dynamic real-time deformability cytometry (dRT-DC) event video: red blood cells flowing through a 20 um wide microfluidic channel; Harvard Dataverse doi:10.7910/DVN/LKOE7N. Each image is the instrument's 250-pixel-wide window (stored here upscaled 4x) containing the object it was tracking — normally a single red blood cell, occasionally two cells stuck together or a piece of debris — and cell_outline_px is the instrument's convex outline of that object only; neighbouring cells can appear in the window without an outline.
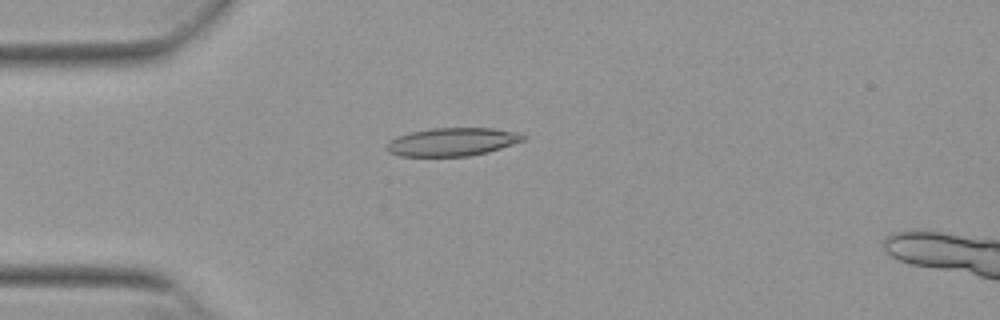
{"species": "Egyptian fruit bat (a non-hibernating species)", "species_latin": "Rousettus aegyptiacus", "temperature_condition": "warm", "stored_images_in_passage": 53, "camera_frame_rate_fps": 3000, "um_per_image_px": 0.085, "animal": {"sex": "female"}, "frame": {"image": 1, "passage_image": 14, "time_ms": 4.333, "image_size_px": [1000, 320], "cell_outline_px": [[528, 136], [524, 140], [488, 152], [468, 156], [400, 156], [388, 152], [384, 148], [392, 140], [400, 136], [412, 132], [432, 128], [492, 128], [516, 132]], "centroid_in_image_um": [38.46, 12.06], "position_along_channel_um": 46.5, "area_um2": 22.2}}
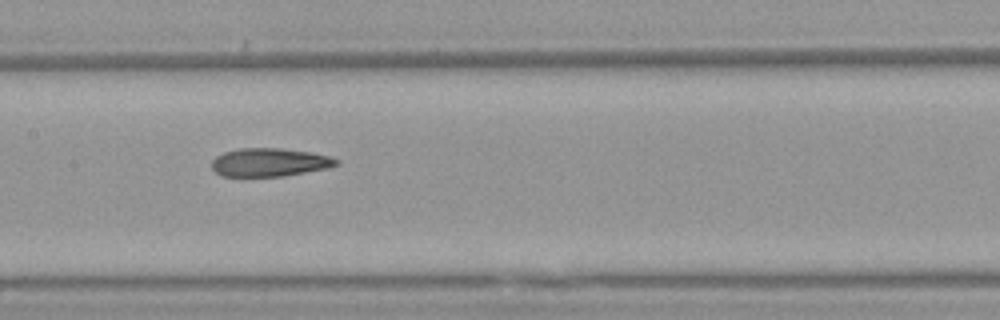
{"frame": {"image": 2, "passage_image": 26, "time_ms": 8.333, "image_size_px": [1000, 320], "cell_outline_px": [[340, 164], [328, 168], [284, 176], [220, 176], [212, 168], [212, 160], [216, 156], [224, 152], [240, 148], [280, 148], [312, 152], [328, 156], [340, 160]], "centroid_in_image_um": [22.93, 13.79], "position_along_channel_um": 184.5, "area_um2": 20.63}}
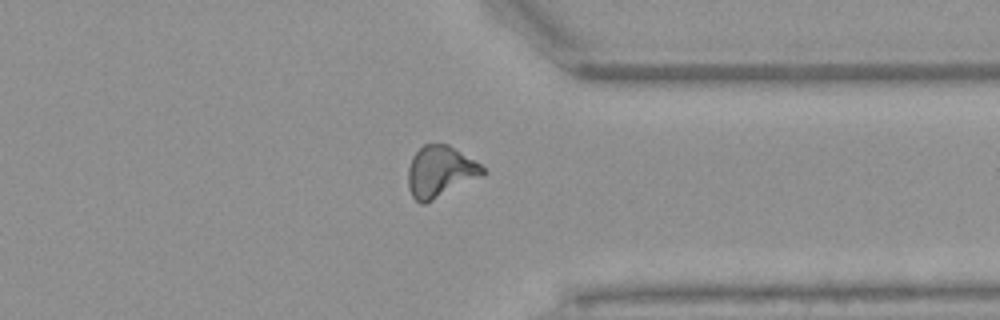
{"frame": {"image": 3, "passage_image": 41, "time_ms": 13.333, "image_size_px": [1000, 320], "cell_outline_px": [[488, 172], [484, 176], [424, 204], [420, 204], [412, 196], [408, 188], [408, 168], [412, 156], [424, 144], [448, 144], [480, 164]], "centroid_in_image_um": [37.43, 14.6], "position_along_channel_um": 374.0, "area_um2": 22.43}, "authors_computed_cell_mechanics": {"area_um2": 21.675, "velocity_mm_per_s": 3.8722, "shape_relaxation_time_tau1_ms": 10.3906, "shape_relaxation_time_tau2_ms": 3.7419, "deformation_change_tau1": 0.2819, "deformation_change_tau2": 0.147}}